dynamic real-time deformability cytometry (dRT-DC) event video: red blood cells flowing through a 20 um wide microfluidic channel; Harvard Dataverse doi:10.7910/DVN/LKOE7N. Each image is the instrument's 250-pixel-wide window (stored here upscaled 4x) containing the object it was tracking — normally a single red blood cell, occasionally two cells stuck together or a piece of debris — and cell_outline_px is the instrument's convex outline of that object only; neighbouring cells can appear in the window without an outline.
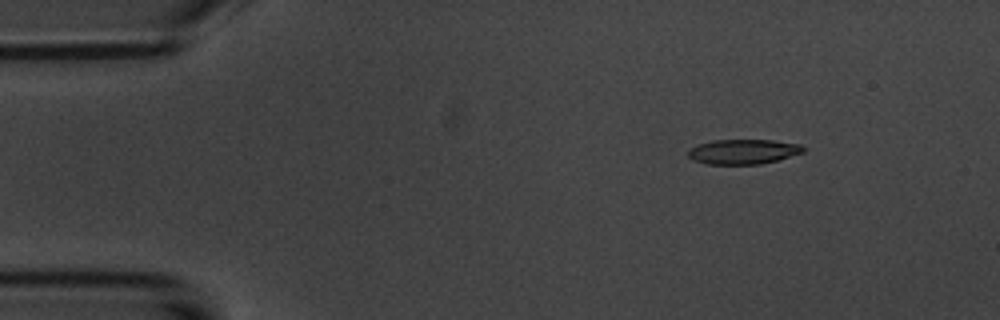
{"species": "common noctule bat (a hibernating species)", "species_latin": "Nyctalus noctula", "temperature_condition": "room temperature", "stored_images_in_passage": 3, "camera_frame_rate_fps": 3000, "um_per_image_px": 0.085, "animal": {"sex": "male", "body_mass_g": 20.1, "forearm_length_mm": 53.5}, "frame": {"image": 1, "passage_image": 1, "time_ms": 0.0, "image_size_px": [1000, 320], "cell_outline_px": [[804, 152], [776, 160], [760, 164], [708, 164], [696, 160], [688, 156], [688, 148], [712, 140], [772, 140], [800, 144], [804, 148]], "centroid_in_image_um": [63.17, 12.88], "position_along_channel_um": 21.8, "area_um2": 16.47}}